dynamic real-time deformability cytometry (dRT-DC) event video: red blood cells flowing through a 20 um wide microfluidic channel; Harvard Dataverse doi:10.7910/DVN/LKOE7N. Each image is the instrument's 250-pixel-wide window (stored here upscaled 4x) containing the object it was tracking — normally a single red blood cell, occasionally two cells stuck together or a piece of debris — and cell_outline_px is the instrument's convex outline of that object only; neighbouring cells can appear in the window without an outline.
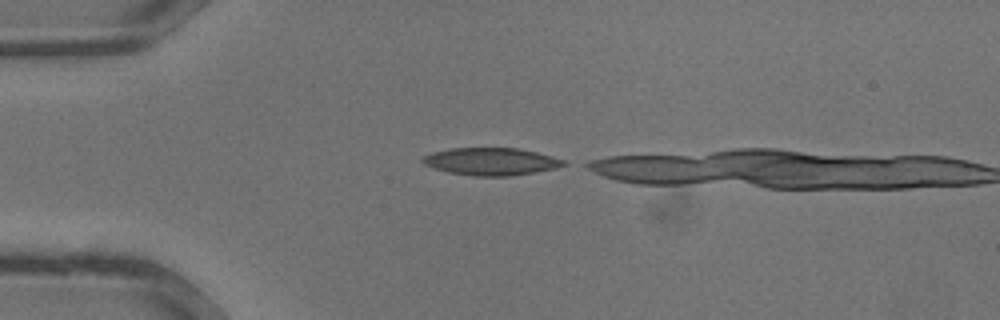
{"species": "common noctule bat (a hibernating species)", "species_latin": "Nyctalus noctula", "temperature_condition": "warm", "stored_images_in_passage": 5, "camera_frame_rate_fps": 3000, "um_per_image_px": 0.085, "animal": {"sex": "male", "body_mass_g": 13.3}, "frame": {"image": 1, "passage_image": 1, "time_ms": 0.0, "image_size_px": [1000, 320], "cell_outline_px": [[568, 164], [556, 168], [508, 176], [476, 176], [448, 172], [424, 164], [420, 160], [424, 156], [432, 152], [448, 148], [516, 148], [536, 152], [552, 156], [564, 160]], "centroid_in_image_um": [41.73, 13.72], "position_along_channel_um": 43.3, "area_um2": 22.37}}
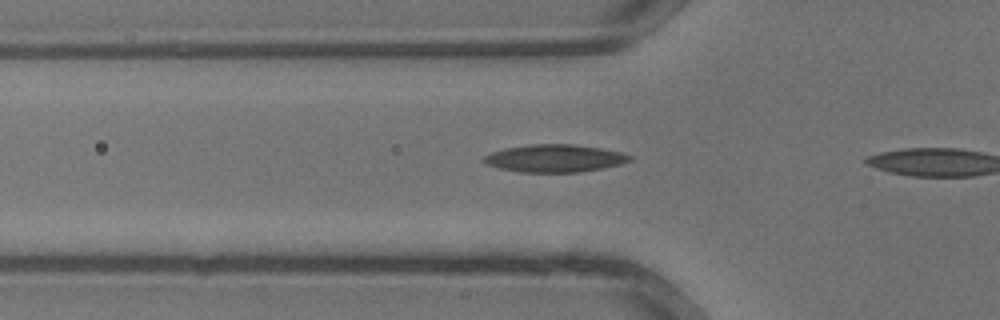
{"frame": {"image": 2, "passage_image": 4, "time_ms": 1.0, "image_size_px": [1000, 320], "cell_outline_px": [[632, 160], [620, 164], [604, 168], [576, 172], [520, 172], [500, 168], [488, 164], [480, 160], [484, 156], [492, 152], [504, 148], [532, 144], [572, 144], [600, 148], [620, 152], [632, 156]], "centroid_in_image_um": [47.14, 13.45], "position_along_channel_um": 78.7, "area_um2": 23.35}}